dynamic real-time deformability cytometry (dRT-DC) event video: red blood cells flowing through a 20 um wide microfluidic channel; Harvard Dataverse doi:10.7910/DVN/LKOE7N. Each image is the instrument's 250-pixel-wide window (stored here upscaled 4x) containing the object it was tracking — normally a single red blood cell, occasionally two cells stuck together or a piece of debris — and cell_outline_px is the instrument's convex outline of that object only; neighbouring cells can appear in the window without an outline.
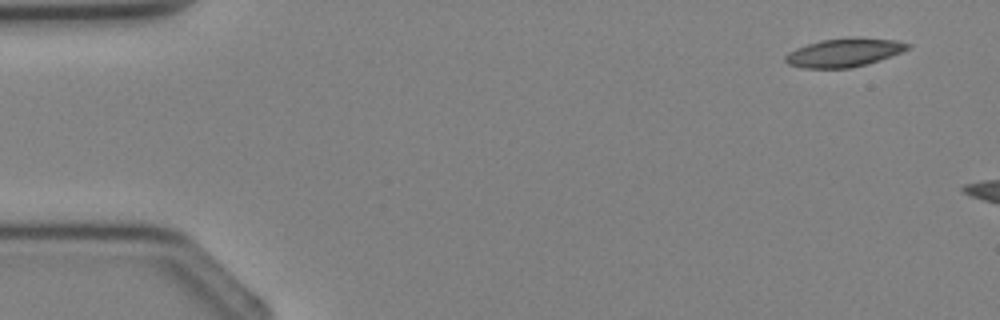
{"species": "Egyptian fruit bat (a non-hibernating species)", "species_latin": "Rousettus aegyptiacus", "temperature_condition": "cold", "stored_images_in_passage": 2, "camera_frame_rate_fps": 3000, "um_per_image_px": 0.085, "animal": {"sex": "female"}, "frame": {"image": 1, "passage_image": 1, "time_ms": 0.0, "image_size_px": [1000, 320], "cell_outline_px": [[912, 48], [880, 60], [868, 64], [852, 68], [804, 68], [788, 64], [784, 60], [784, 56], [788, 52], [796, 48], [820, 40], [896, 40], [912, 44]], "centroid_in_image_um": [71.72, 4.52], "position_along_channel_um": 13.3, "area_um2": 19.59}}